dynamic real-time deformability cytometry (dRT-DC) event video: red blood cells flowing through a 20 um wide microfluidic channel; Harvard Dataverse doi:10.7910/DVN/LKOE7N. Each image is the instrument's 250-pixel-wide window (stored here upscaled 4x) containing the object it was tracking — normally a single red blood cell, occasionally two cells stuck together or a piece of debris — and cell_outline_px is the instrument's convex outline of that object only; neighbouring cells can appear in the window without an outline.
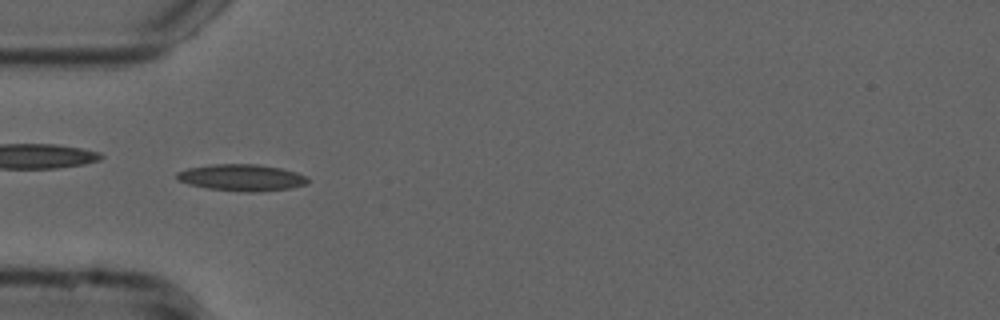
{"species": "common noctule bat (a hibernating species)", "species_latin": "Nyctalus noctula", "temperature_condition": "cold", "stored_images_in_passage": 53, "camera_frame_rate_fps": 3000, "um_per_image_px": 0.085, "animal": {"sex": "male", "forearm_length_mm": 52.5}, "frame": {"image": 1, "passage_image": 16, "time_ms": 5.0, "image_size_px": [1000, 320], "cell_outline_px": [[308, 184], [292, 188], [260, 192], [244, 192], [208, 188], [188, 184], [176, 180], [176, 172], [188, 168], [212, 164], [256, 164], [280, 168], [296, 172], [308, 176]], "centroid_in_image_um": [20.55, 15.1], "position_along_channel_um": 64.4, "area_um2": 20.52}}
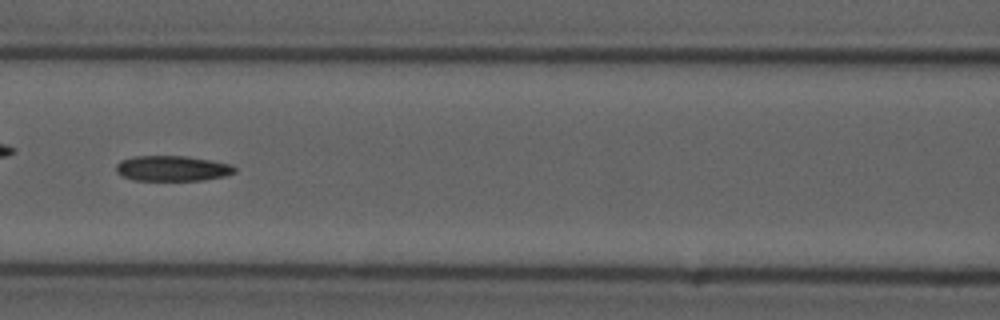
{"frame": {"image": 2, "passage_image": 23, "time_ms": 7.333, "image_size_px": [1000, 320], "cell_outline_px": [[236, 172], [224, 176], [204, 180], [132, 180], [120, 176], [116, 172], [116, 164], [120, 160], [132, 156], [184, 156], [212, 160], [232, 164], [236, 168]], "centroid_in_image_um": [14.62, 14.31], "position_along_channel_um": 152.0, "area_um2": 17.74}}